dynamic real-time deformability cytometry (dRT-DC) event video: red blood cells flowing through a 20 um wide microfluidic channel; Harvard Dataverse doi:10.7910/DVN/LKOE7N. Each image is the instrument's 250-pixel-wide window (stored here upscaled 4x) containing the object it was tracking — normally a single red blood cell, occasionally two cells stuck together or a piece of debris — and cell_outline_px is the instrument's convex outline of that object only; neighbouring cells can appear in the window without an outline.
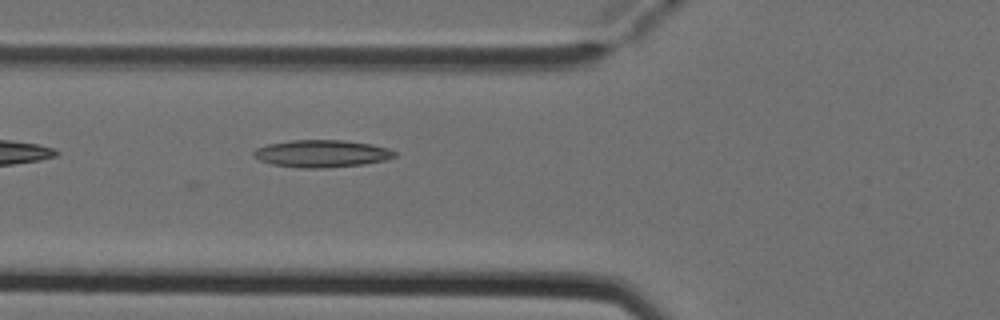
{"species": "Egyptian fruit bat (a non-hibernating species)", "species_latin": "Rousettus aegyptiacus", "temperature_condition": "cold", "stored_images_in_passage": 4, "camera_frame_rate_fps": 3000, "um_per_image_px": 0.085, "animal": {"sex": "female"}, "frame": {"image": 1, "passage_image": 4, "time_ms": 1.0, "image_size_px": [1000, 320], "cell_outline_px": [[396, 156], [388, 160], [364, 164], [324, 168], [300, 168], [272, 164], [260, 160], [252, 156], [252, 152], [256, 148], [268, 144], [292, 140], [344, 140], [372, 144], [388, 148], [396, 152]], "centroid_in_image_um": [27.36, 13.06], "position_along_channel_um": 98.4, "area_um2": 22.6}}